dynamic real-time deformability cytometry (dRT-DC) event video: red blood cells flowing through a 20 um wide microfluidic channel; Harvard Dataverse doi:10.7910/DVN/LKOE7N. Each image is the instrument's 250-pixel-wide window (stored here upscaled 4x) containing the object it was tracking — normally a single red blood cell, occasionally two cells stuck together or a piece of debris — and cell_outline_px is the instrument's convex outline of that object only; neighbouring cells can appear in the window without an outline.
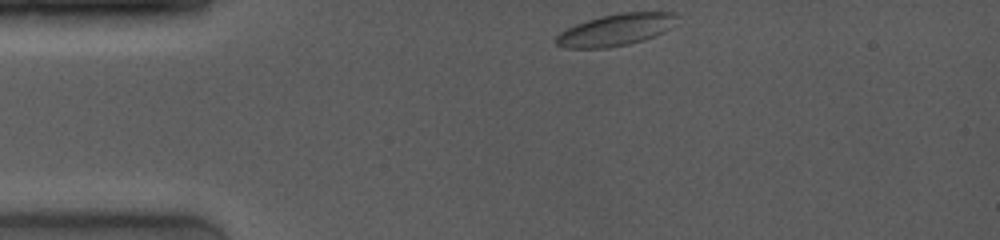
{"species": "common noctule bat (a hibernating species)", "species_latin": "Nyctalus noctula", "temperature_condition": "room temperature", "stored_images_in_passage": 49, "camera_frame_rate_fps": 4000, "um_per_image_px": 0.085, "animal": {"sex": "female", "body_mass_g": 19.0, "forearm_length_mm": 53.3}, "frame": {"image": 1, "passage_image": 1, "time_ms": 0.0, "image_size_px": [1000, 240], "cell_outline_px": [[676, 16], [668, 28], [664, 32], [656, 36], [644, 40], [628, 44], [608, 48], [564, 48], [556, 44], [552, 40], [560, 32], [576, 24], [600, 16], [620, 12], [676, 12]], "centroid_in_image_um": [52.28, 2.54], "position_along_channel_um": 32.7, "area_um2": 22.37}}
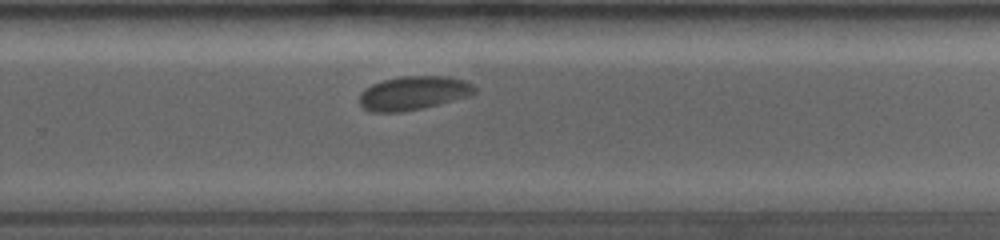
{"frame": {"image": 2, "passage_image": 32, "time_ms": 8.0, "image_size_px": [1000, 240], "cell_outline_px": [[476, 92], [468, 96], [420, 108], [400, 112], [372, 112], [364, 108], [360, 104], [360, 92], [364, 88], [380, 80], [400, 76], [448, 76], [468, 80], [476, 88]], "centroid_in_image_um": [35.12, 7.88], "position_along_channel_um": 294.7, "area_um2": 22.72}}
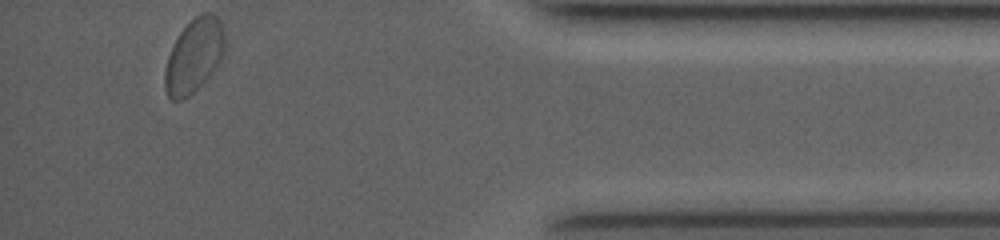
{"frame": {"image": 3, "passage_image": 49, "time_ms": 12.0, "image_size_px": [1000, 240], "cell_outline_px": [[224, 52], [220, 60], [212, 72], [188, 96], [180, 100], [172, 100], [168, 96], [164, 88], [164, 72], [168, 56], [172, 44], [180, 32], [200, 12], [212, 12], [220, 20], [224, 36]], "centroid_in_image_um": [16.47, 4.72], "position_along_channel_um": 418.7, "area_um2": 25.49}, "authors_computed_cell_mechanics": {"area_um2": 22.4842, "velocity_mm_per_s": 3.8689, "shape_relaxation_time_tau1_ms": 1.8125, "shape_relaxation_time_tau2_ms": 1.2934, "deformation_change_tau1": 0.0606, "deformation_change_tau2": 0.0367}}